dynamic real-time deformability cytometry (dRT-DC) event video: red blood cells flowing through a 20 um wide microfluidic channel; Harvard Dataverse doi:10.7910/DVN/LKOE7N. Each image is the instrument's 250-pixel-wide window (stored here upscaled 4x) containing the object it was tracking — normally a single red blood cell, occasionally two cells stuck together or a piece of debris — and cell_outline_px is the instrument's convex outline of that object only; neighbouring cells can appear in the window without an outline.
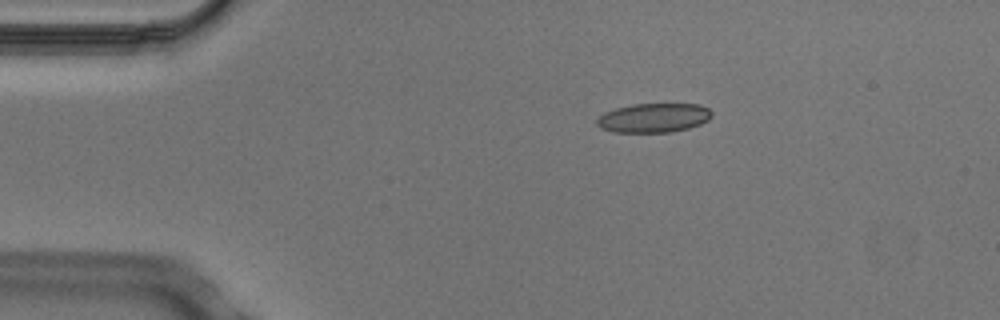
{"species": "Egyptian fruit bat (a non-hibernating species)", "species_latin": "Rousettus aegyptiacus", "temperature_condition": "cold", "stored_images_in_passage": 7, "camera_frame_rate_fps": 3000, "um_per_image_px": 0.085, "animal": {"sex": "male"}, "frame": {"image": 1, "passage_image": 3, "time_ms": 0.667, "image_size_px": [1000, 320], "cell_outline_px": [[712, 116], [708, 120], [700, 124], [688, 128], [668, 132], [612, 132], [600, 128], [596, 124], [596, 120], [604, 112], [616, 108], [632, 104], [700, 104], [708, 108], [712, 112]], "centroid_in_image_um": [55.55, 10.01], "position_along_channel_um": 29.5, "area_um2": 19.59}}
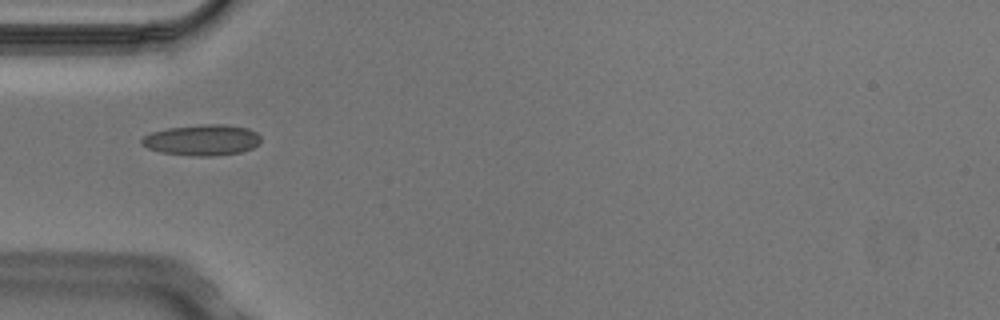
{"frame": {"image": 2, "passage_image": 5, "time_ms": 1.333, "image_size_px": [1000, 320], "cell_outline_px": [[260, 144], [252, 148], [240, 152], [212, 156], [192, 156], [160, 152], [148, 148], [140, 144], [140, 140], [144, 136], [152, 132], [168, 128], [200, 124], [224, 124], [248, 128], [256, 132], [260, 136]], "centroid_in_image_um": [17.17, 11.9], "position_along_channel_um": 67.8, "area_um2": 21.56}}
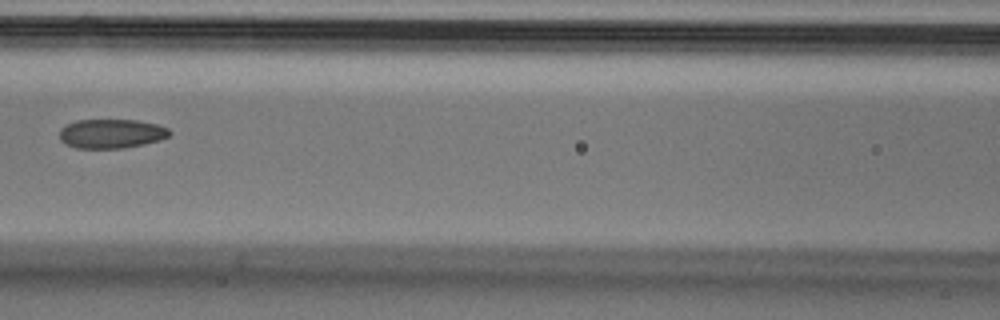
{"frame": {"image": 3, "passage_image": 7, "time_ms": 2.0, "image_size_px": [1000, 320], "cell_outline_px": [[172, 132], [168, 136], [160, 140], [144, 144], [124, 148], [76, 148], [64, 144], [60, 140], [60, 128], [76, 120], [136, 120], [156, 124], [168, 128]], "centroid_in_image_um": [9.45, 11.36], "position_along_channel_um": 157.1, "area_um2": 18.79}}